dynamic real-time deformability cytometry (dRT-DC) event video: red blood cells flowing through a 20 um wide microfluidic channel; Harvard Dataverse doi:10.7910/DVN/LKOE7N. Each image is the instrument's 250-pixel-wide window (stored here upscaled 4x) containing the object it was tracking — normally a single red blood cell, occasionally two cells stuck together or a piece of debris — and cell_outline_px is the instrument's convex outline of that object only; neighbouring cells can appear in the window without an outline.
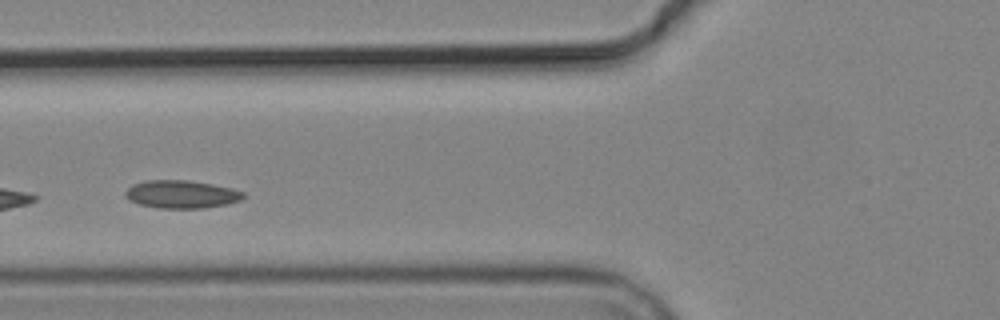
{"species": "common noctule bat (a hibernating species)", "species_latin": "Nyctalus noctula", "temperature_condition": "cold", "stored_images_in_passage": 4, "camera_frame_rate_fps": 3000, "um_per_image_px": 0.085, "animal": {"sex": "male", "body_mass_g": 19.2, "forearm_length_mm": 51.8}, "frame": {"image": 1, "passage_image": 4, "time_ms": 3.667, "image_size_px": [1000, 320], "cell_outline_px": [[244, 196], [240, 200], [228, 204], [204, 208], [160, 208], [140, 204], [128, 200], [124, 196], [124, 192], [132, 184], [144, 180], [184, 180], [212, 184], [232, 188], [244, 192]], "centroid_in_image_um": [15.39, 16.51], "position_along_channel_um": 110.4, "area_um2": 19.25}}